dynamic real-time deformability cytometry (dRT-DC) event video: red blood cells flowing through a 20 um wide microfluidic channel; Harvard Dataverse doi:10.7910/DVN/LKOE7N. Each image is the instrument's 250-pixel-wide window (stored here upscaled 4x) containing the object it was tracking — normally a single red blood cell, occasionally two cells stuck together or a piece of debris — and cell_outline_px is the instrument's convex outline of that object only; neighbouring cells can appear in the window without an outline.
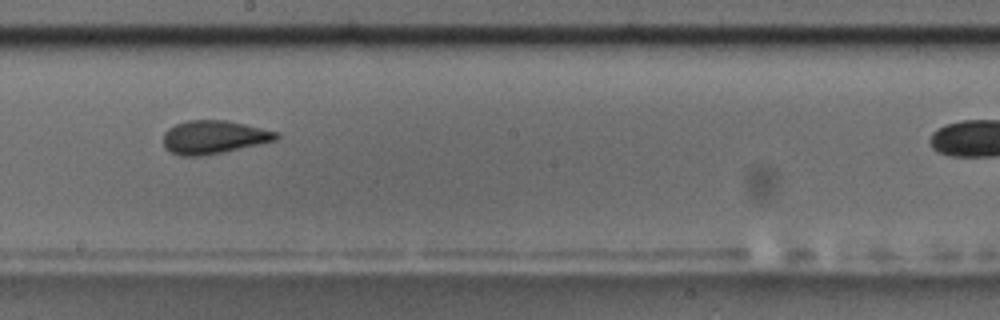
{"species": "common noctule bat (a hibernating species)", "species_latin": "Nyctalus noctula", "temperature_condition": "room temperature", "stored_images_in_passage": 10, "camera_frame_rate_fps": 3000, "um_per_image_px": 0.085, "animal": {"sex": "male", "body_mass_g": 17.5, "forearm_length_mm": 52.3}, "frame": {"image": 1, "passage_image": 6, "time_ms": 5.667, "image_size_px": [1000, 320], "cell_outline_px": [[280, 136], [276, 140], [220, 152], [200, 156], [180, 156], [164, 148], [164, 132], [168, 128], [176, 124], [188, 120], [228, 120], [280, 132]], "centroid_in_image_um": [18.16, 11.64], "position_along_channel_um": 230.0, "area_um2": 21.79}}
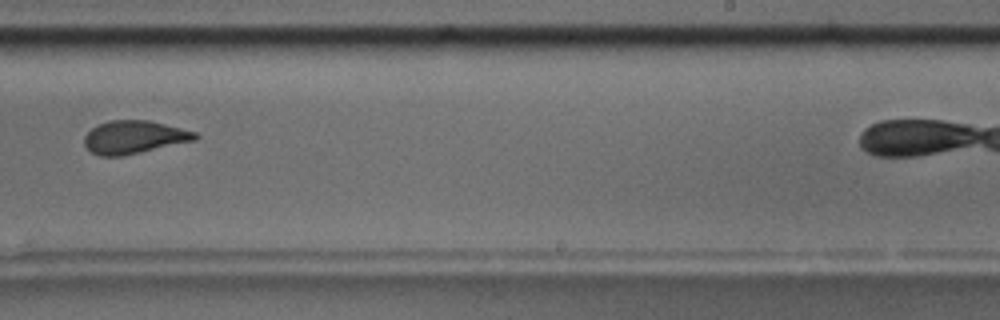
{"frame": {"image": 2, "passage_image": 7, "time_ms": 7.0, "image_size_px": [1000, 320], "cell_outline_px": [[200, 136], [196, 140], [120, 156], [100, 156], [92, 152], [84, 144], [84, 136], [96, 124], [108, 120], [148, 120], [196, 132]], "centroid_in_image_um": [11.38, 11.64], "position_along_channel_um": 277.6, "area_um2": 21.15}}